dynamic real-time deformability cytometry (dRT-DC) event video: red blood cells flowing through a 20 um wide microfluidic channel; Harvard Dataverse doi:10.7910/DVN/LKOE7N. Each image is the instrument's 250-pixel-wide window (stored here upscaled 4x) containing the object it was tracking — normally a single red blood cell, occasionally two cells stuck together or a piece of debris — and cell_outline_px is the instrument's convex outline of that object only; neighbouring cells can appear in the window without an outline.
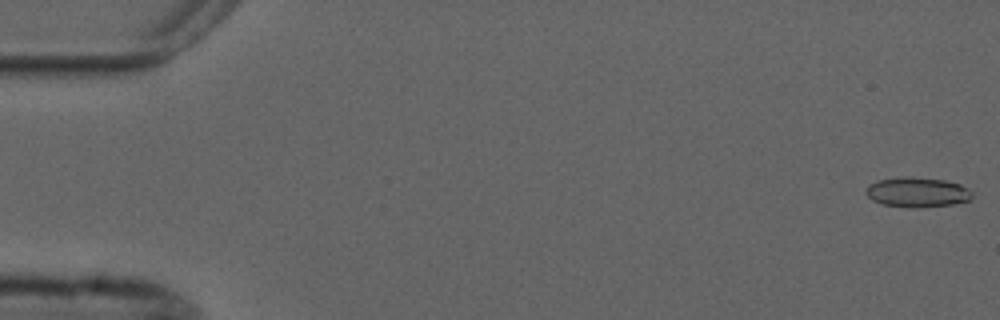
{"species": "common noctule bat (a hibernating species)", "species_latin": "Nyctalus noctula", "temperature_condition": "cold", "stored_images_in_passage": 6, "camera_frame_rate_fps": 3000, "um_per_image_px": 0.085, "animal": {"sex": "male", "forearm_length_mm": 52.5}, "frame": {"image": 1, "passage_image": 1, "time_ms": 0.0, "image_size_px": [1000, 320], "cell_outline_px": [[972, 196], [968, 200], [952, 204], [912, 208], [884, 204], [872, 200], [864, 192], [868, 184], [876, 180], [904, 176], [912, 176], [944, 180], [960, 184], [968, 188], [972, 192]], "centroid_in_image_um": [77.93, 16.32], "position_along_channel_um": 7.1, "area_um2": 18.55}}
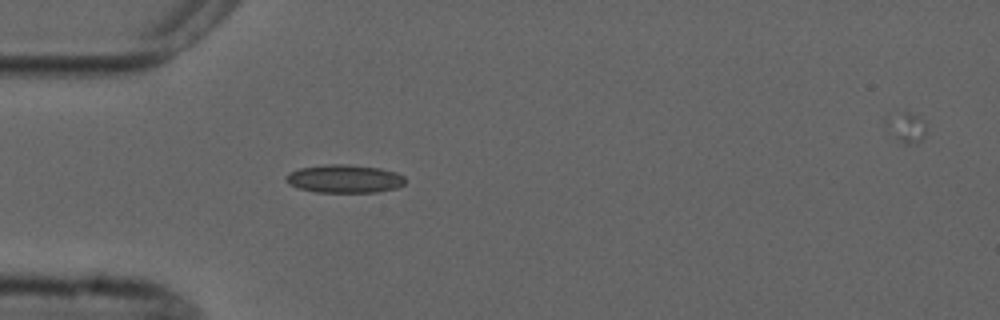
{"frame": {"image": 2, "passage_image": 5, "time_ms": 5.0, "image_size_px": [1000, 320], "cell_outline_px": [[408, 180], [400, 188], [376, 192], [316, 192], [300, 188], [288, 184], [284, 180], [284, 176], [288, 172], [300, 168], [324, 164], [348, 164], [380, 168], [396, 172], [404, 176]], "centroid_in_image_um": [29.29, 15.19], "position_along_channel_um": 55.7, "area_um2": 19.94}}